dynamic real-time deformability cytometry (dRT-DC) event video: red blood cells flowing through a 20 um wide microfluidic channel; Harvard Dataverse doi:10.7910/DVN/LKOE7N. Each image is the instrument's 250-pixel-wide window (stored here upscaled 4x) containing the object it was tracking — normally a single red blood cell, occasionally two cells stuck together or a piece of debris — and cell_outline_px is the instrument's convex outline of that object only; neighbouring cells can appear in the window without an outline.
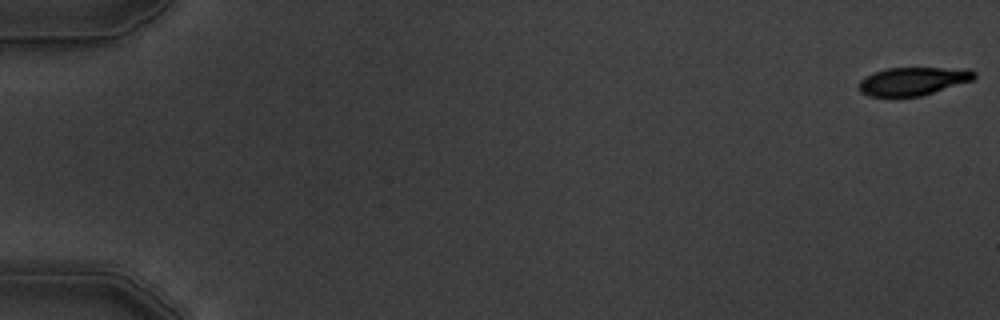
{"species": "common noctule bat (a hibernating species)", "species_latin": "Nyctalus noctula", "temperature_condition": "warm", "stored_images_in_passage": 6, "camera_frame_rate_fps": 3000, "um_per_image_px": 0.085, "animal": {"sex": "male", "body_mass_g": 19.5, "forearm_length_mm": 54.6}, "frame": {"image": 1, "passage_image": 1, "time_ms": 0.0, "image_size_px": [1000, 320], "cell_outline_px": [[976, 76], [972, 80], [920, 96], [868, 96], [860, 92], [860, 80], [864, 76], [888, 68], [972, 68], [976, 72]], "centroid_in_image_um": [77.63, 6.88], "position_along_channel_um": 7.4, "area_um2": 18.79}}